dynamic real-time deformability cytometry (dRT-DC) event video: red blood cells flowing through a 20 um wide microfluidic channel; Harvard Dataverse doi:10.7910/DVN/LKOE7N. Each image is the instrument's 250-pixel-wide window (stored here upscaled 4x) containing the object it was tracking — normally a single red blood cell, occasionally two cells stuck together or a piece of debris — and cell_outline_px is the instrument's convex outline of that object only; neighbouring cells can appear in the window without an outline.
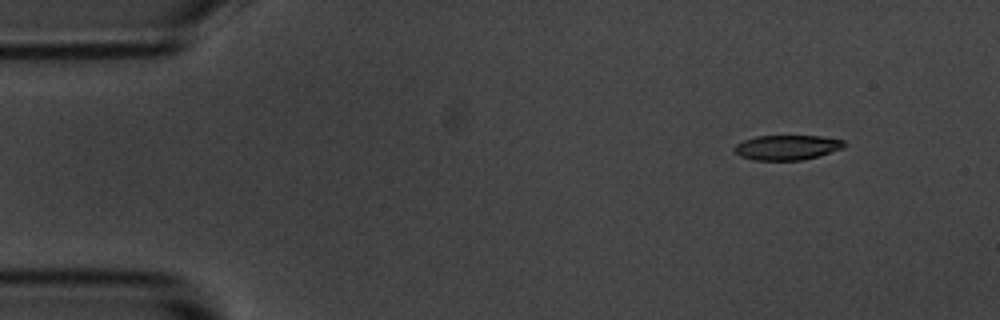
{"species": "common noctule bat (a hibernating species)", "species_latin": "Nyctalus noctula", "temperature_condition": "room temperature", "stored_images_in_passage": 5, "segment_of_instrument_passage": [2, 2], "camera_frame_rate_fps": 3000, "um_per_image_px": 0.085, "animal": {"sex": "male", "body_mass_g": 20.1, "forearm_length_mm": 53.5}, "frame": {"image": 1, "passage_image": 5, "time_ms": 5.333, "image_size_px": [1000, 320], "cell_outline_px": [[844, 148], [804, 160], [752, 160], [740, 156], [732, 148], [736, 144], [744, 140], [756, 136], [820, 136], [844, 140]], "centroid_in_image_um": [66.88, 12.53], "position_along_channel_um": 18.1, "area_um2": 15.9}}